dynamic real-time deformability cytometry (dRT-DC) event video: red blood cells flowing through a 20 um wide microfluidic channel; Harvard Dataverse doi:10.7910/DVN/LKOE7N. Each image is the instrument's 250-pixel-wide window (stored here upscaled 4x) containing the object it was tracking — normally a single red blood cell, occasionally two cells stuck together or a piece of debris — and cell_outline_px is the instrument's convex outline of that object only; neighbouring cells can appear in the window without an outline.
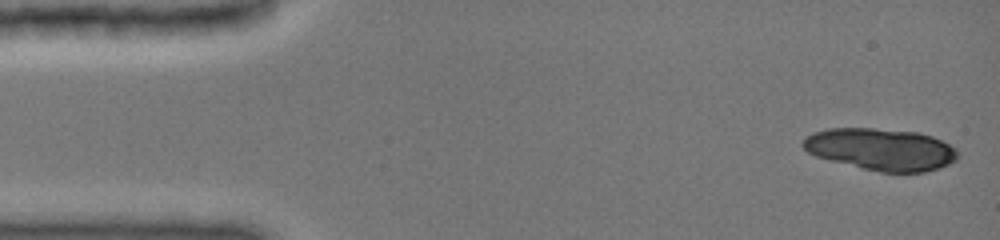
{"species": "common noctule bat (a hibernating species)", "species_latin": "Nyctalus noctula", "temperature_condition": "cold", "stored_images_in_passage": 16, "camera_frame_rate_fps": 3000, "um_per_image_px": 0.085, "animal": {"sex": "female", "body_mass_g": 19.0, "forearm_length_mm": 51.5}, "frame": {"image": 1, "passage_image": 1, "time_ms": 0.0, "image_size_px": [1000, 240], "cell_outline_px": [[956, 160], [940, 168], [924, 172], [880, 172], [816, 156], [808, 152], [800, 144], [804, 136], [812, 132], [828, 128], [872, 128], [920, 132], [932, 136], [956, 148]], "centroid_in_image_um": [74.86, 12.67], "position_along_channel_um": 10.1, "area_um2": 37.74}}
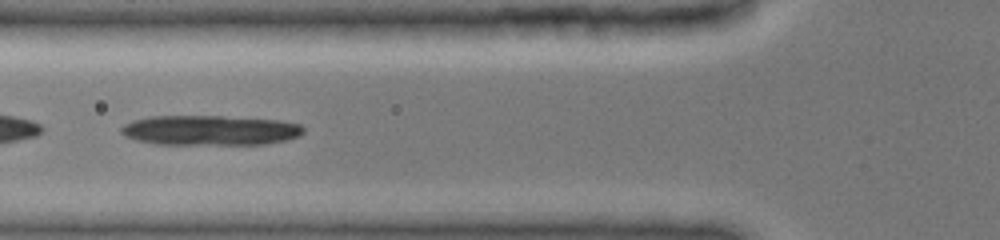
{"frame": {"image": 2, "passage_image": 12, "time_ms": 5.333, "image_size_px": [1000, 240], "cell_outline_px": [[304, 132], [300, 136], [288, 140], [264, 144], [156, 144], [136, 140], [124, 136], [120, 132], [120, 128], [124, 124], [132, 120], [152, 116], [220, 116], [276, 120], [300, 124], [304, 128]], "centroid_in_image_um": [17.83, 11.08], "position_along_channel_um": 108.0, "area_um2": 31.91}}
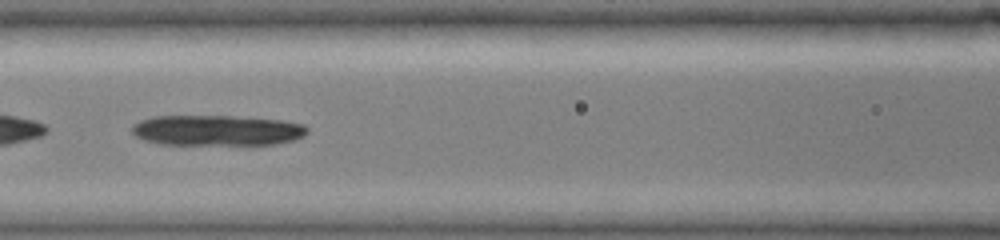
{"frame": {"image": 3, "passage_image": 14, "time_ms": 6.333, "image_size_px": [1000, 240], "cell_outline_px": [[308, 132], [304, 136], [296, 140], [276, 144], [160, 144], [144, 140], [136, 136], [132, 132], [132, 124], [140, 120], [156, 116], [228, 116], [280, 120], [304, 124], [308, 128]], "centroid_in_image_um": [18.45, 11.08], "position_along_channel_um": 148.1, "area_um2": 31.15}}